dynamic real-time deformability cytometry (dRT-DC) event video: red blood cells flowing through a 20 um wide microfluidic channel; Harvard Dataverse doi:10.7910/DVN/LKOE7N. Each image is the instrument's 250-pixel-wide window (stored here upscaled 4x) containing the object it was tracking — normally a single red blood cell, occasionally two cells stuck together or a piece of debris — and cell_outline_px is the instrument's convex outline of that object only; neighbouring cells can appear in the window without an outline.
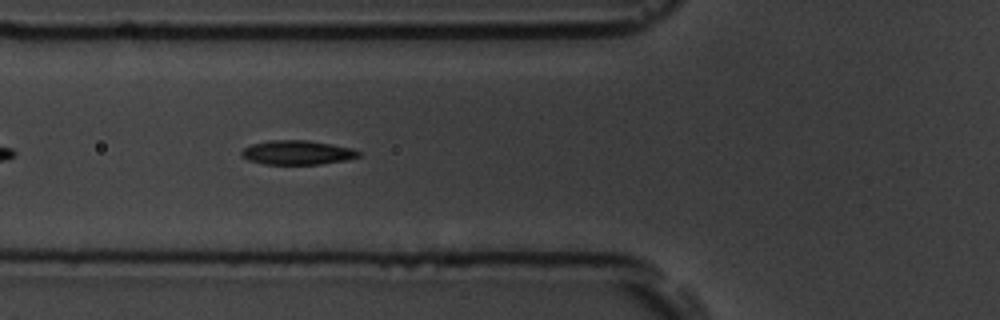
{"species": "common noctule bat (a hibernating species)", "species_latin": "Nyctalus noctula", "temperature_condition": "room temperature", "stored_images_in_passage": 41, "camera_frame_rate_fps": 3000, "um_per_image_px": 0.085, "animal": {"sex": "male", "body_mass_g": 19.5, "forearm_length_mm": 54.6}, "frame": {"image": 1, "passage_image": 7, "time_ms": 2.0, "image_size_px": [1000, 320], "cell_outline_px": [[360, 156], [344, 160], [320, 164], [264, 164], [248, 160], [240, 156], [240, 152], [244, 148], [252, 144], [272, 140], [308, 140], [332, 144], [352, 148], [360, 152]], "centroid_in_image_um": [25.24, 12.96], "position_along_channel_um": 100.6, "area_um2": 16.47}}
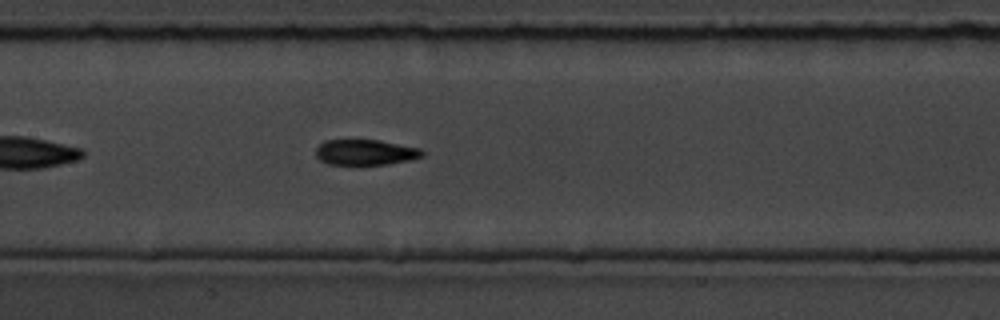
{"frame": {"image": 2, "passage_image": 13, "time_ms": 4.0, "image_size_px": [1000, 320], "cell_outline_px": [[424, 156], [412, 160], [388, 164], [352, 168], [328, 164], [320, 160], [316, 156], [316, 148], [324, 140], [380, 140], [420, 148], [424, 152]], "centroid_in_image_um": [31.04, 13.0], "position_along_channel_um": 176.4, "area_um2": 16.76}}
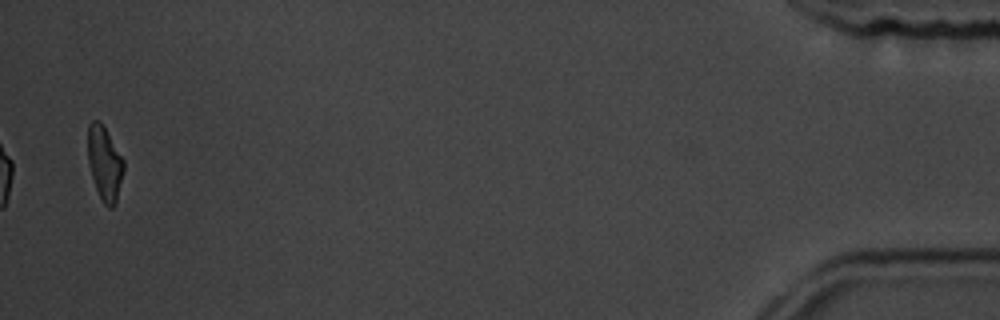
{"frame": {"image": 3, "passage_image": 40, "time_ms": 13.0, "image_size_px": [1000, 320], "cell_outline_px": [[124, 168], [116, 204], [112, 208], [108, 208], [104, 204], [96, 188], [88, 164], [88, 124], [92, 120], [100, 120], [124, 160]], "centroid_in_image_um": [8.89, 13.88], "position_along_channel_um": 426.3, "area_um2": 15.43}, "authors_computed_cell_mechanics": {"area_um2": 16.2996, "velocity_mm_per_s": 3.7823, "shape_relaxation_time_tau1_ms": 3.2839, "shape_relaxation_time_tau2_ms": 4.4522, "deformation_change_tau1": 0.1477, "deformation_change_tau2": 0.1003}}